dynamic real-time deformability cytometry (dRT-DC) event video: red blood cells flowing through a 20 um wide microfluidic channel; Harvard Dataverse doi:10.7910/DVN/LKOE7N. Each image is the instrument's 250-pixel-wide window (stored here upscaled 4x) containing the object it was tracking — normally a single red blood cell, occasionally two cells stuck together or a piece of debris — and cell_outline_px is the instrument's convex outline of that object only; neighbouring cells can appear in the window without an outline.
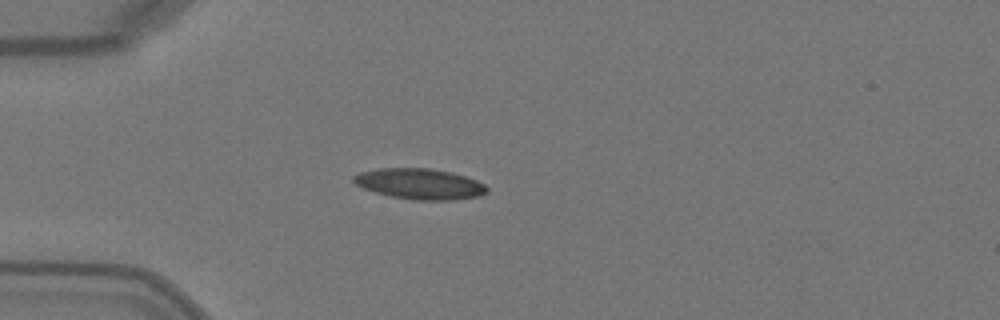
{"species": "Egyptian fruit bat (a non-hibernating species)", "species_latin": "Rousettus aegyptiacus", "temperature_condition": "warm", "stored_images_in_passage": 5, "camera_frame_rate_fps": 3000, "um_per_image_px": 0.085, "animal": {"sex": "female"}, "frame": {"image": 1, "passage_image": 4, "time_ms": 1.0, "image_size_px": [1000, 320], "cell_outline_px": [[488, 192], [480, 196], [452, 200], [412, 200], [392, 196], [376, 192], [364, 188], [356, 184], [352, 180], [352, 176], [360, 172], [380, 168], [432, 168], [452, 172], [476, 180], [484, 184], [488, 188]], "centroid_in_image_um": [35.7, 15.63], "position_along_channel_um": 49.3, "area_um2": 23.87}}